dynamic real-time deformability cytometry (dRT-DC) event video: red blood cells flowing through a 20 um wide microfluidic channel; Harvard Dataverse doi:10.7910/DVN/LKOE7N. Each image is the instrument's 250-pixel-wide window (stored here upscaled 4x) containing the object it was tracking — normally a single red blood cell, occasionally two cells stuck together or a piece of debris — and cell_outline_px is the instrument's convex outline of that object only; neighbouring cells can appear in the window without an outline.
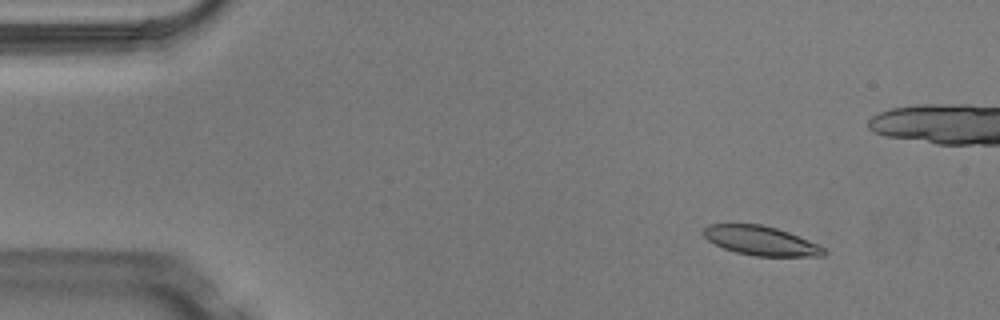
{"species": "Egyptian fruit bat (a non-hibernating species)", "species_latin": "Rousettus aegyptiacus", "temperature_condition": "warm", "stored_images_in_passage": 5, "camera_frame_rate_fps": 3000, "um_per_image_px": 0.085, "animal": {"sex": "male"}, "frame": {"image": 1, "passage_image": 2, "time_ms": 0.333, "image_size_px": [1000, 320], "cell_outline_px": [[828, 252], [824, 256], [756, 256], [736, 252], [724, 248], [708, 240], [704, 236], [704, 228], [708, 224], [760, 224], [776, 228], [788, 232], [808, 240], [824, 248]], "centroid_in_image_um": [64.68, 20.46], "position_along_channel_um": 20.3, "area_um2": 20.29}}